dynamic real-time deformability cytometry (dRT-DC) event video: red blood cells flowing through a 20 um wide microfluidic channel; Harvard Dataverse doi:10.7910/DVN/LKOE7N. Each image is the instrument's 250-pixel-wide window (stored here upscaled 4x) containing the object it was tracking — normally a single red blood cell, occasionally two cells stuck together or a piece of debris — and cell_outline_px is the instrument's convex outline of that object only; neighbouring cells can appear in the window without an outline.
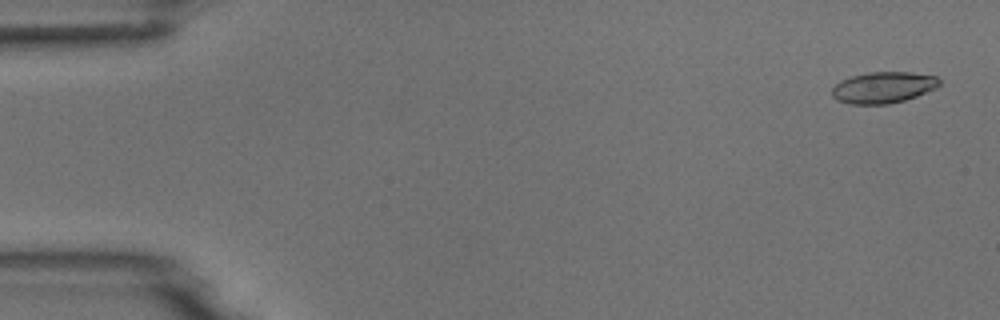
{"species": "common noctule bat (a hibernating species)", "species_latin": "Nyctalus noctula", "temperature_condition": "room temperature", "stored_images_in_passage": 3, "camera_frame_rate_fps": 3000, "um_per_image_px": 0.085, "animal": {"sex": "male", "body_mass_g": 18.8}, "frame": {"image": 1, "passage_image": 1, "time_ms": 0.0, "image_size_px": [1000, 320], "cell_outline_px": [[940, 84], [936, 88], [916, 96], [904, 100], [888, 104], [848, 104], [836, 100], [832, 96], [832, 88], [840, 80], [852, 76], [868, 72], [912, 72], [936, 76], [940, 80]], "centroid_in_image_um": [75.06, 7.43], "position_along_channel_um": 9.9, "area_um2": 19.65}}